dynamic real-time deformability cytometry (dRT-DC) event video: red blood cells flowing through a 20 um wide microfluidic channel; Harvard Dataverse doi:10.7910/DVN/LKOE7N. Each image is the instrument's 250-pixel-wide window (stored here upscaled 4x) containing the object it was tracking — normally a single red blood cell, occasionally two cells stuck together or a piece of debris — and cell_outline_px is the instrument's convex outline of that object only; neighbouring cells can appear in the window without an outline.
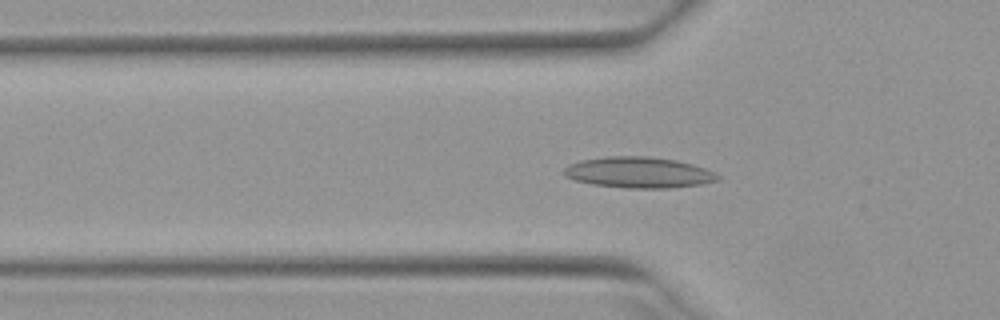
{"species": "Egyptian fruit bat (a non-hibernating species)", "species_latin": "Rousettus aegyptiacus", "temperature_condition": "warm", "stored_images_in_passage": 45, "camera_frame_rate_fps": 3000, "um_per_image_px": 0.085, "animal": {"sex": "female"}, "frame": {"image": 1, "passage_image": 16, "time_ms": 5.0, "image_size_px": [1000, 320], "cell_outline_px": [[720, 180], [700, 184], [668, 188], [628, 188], [592, 184], [576, 180], [564, 176], [564, 168], [568, 164], [580, 160], [608, 156], [648, 156], [676, 160], [692, 164], [704, 168], [720, 176]], "centroid_in_image_um": [54.27, 14.65], "position_along_channel_um": 71.5, "area_um2": 27.63}}
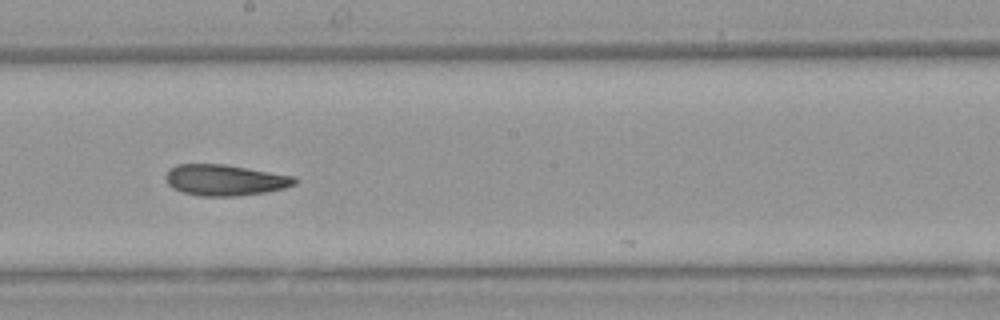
{"frame": {"image": 2, "passage_image": 28, "time_ms": 9.0, "image_size_px": [1000, 320], "cell_outline_px": [[296, 184], [284, 188], [264, 192], [236, 196], [200, 196], [184, 192], [172, 188], [168, 184], [164, 176], [168, 168], [176, 164], [224, 164], [296, 176]], "centroid_in_image_um": [19.09, 15.29], "position_along_channel_um": 229.1, "area_um2": 23.41}}
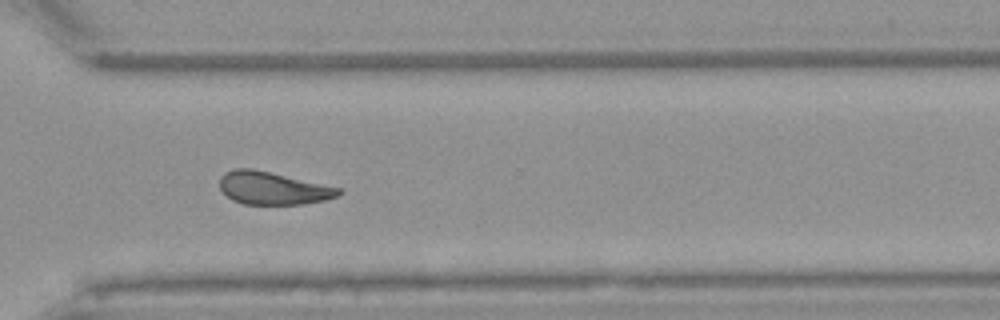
{"frame": {"image": 3, "passage_image": 37, "time_ms": 12.0, "image_size_px": [1000, 320], "cell_outline_px": [[344, 192], [340, 196], [324, 200], [300, 204], [244, 204], [232, 200], [220, 188], [220, 176], [224, 172], [236, 168], [252, 168], [344, 188]], "centroid_in_image_um": [23.24, 15.99], "position_along_channel_um": 347.4, "area_um2": 22.89}, "authors_computed_cell_mechanics": {"area_um2": 23.8714, "velocity_mm_per_s": 3.9302, "shape_relaxation_time_tau1_ms": null, "shape_relaxation_time_tau2_ms": 5.9381, "deformation_change_tau1": null, "deformation_change_tau2": 0.1586}}